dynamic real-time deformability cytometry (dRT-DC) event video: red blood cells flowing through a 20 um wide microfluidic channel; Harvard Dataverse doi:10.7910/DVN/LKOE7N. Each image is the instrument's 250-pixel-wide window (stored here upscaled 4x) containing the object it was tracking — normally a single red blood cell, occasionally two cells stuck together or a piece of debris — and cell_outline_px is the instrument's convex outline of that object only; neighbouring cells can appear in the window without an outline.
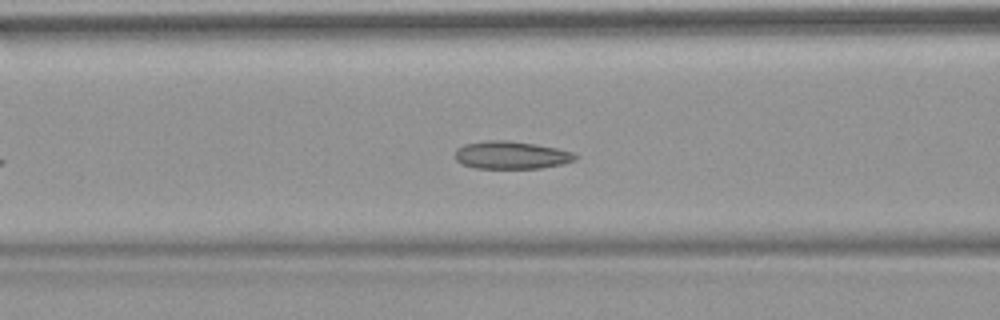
{"species": "common noctule bat (a hibernating species)", "species_latin": "Nyctalus noctula", "temperature_condition": "warm", "stored_images_in_passage": 42, "camera_frame_rate_fps": 3000, "um_per_image_px": 0.085, "animal": {"sex": "female", "body_mass_g": 18.4}, "frame": {"image": 1, "passage_image": 13, "time_ms": 4.0, "image_size_px": [1000, 320], "cell_outline_px": [[576, 160], [560, 164], [540, 168], [476, 168], [460, 164], [456, 160], [456, 148], [464, 144], [488, 140], [508, 140], [536, 144], [556, 148], [572, 152], [576, 156]], "centroid_in_image_um": [43.41, 13.18], "position_along_channel_um": 123.2, "area_um2": 19.36}, "authors_computed_cell_mechanics": {"area_um2": 20.2878, "velocity_mm_per_s": 3.7783, "shape_relaxation_time_tau1_ms": null, "shape_relaxation_time_tau2_ms": 2.6341, "deformation_change_tau1": null, "deformation_change_tau2": 0.0988}}